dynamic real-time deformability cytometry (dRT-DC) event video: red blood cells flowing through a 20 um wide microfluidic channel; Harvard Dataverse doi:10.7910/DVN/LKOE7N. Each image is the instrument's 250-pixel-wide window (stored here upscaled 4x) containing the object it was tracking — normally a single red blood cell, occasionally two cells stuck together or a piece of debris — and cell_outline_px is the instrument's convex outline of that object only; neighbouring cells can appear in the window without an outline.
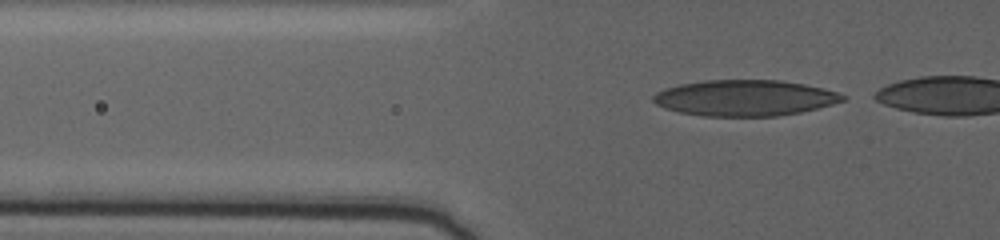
{"species": "human", "species_latin": "Homo sapiens", "temperature_condition": "warm", "stored_images_in_passage": 8, "camera_frame_rate_fps": 3000, "um_per_image_px": 0.085, "donor": {"sex": "female"}, "frame": {"image": 1, "passage_image": 2, "time_ms": 0.333, "image_size_px": [1000, 240], "cell_outline_px": [[848, 96], [844, 100], [832, 104], [800, 112], [776, 116], [700, 116], [680, 112], [664, 108], [656, 104], [652, 100], [652, 96], [656, 92], [664, 88], [680, 84], [704, 80], [780, 80], [804, 84], [824, 88]], "centroid_in_image_um": [63.28, 8.32], "position_along_channel_um": 62.5, "area_um2": 39.77}}